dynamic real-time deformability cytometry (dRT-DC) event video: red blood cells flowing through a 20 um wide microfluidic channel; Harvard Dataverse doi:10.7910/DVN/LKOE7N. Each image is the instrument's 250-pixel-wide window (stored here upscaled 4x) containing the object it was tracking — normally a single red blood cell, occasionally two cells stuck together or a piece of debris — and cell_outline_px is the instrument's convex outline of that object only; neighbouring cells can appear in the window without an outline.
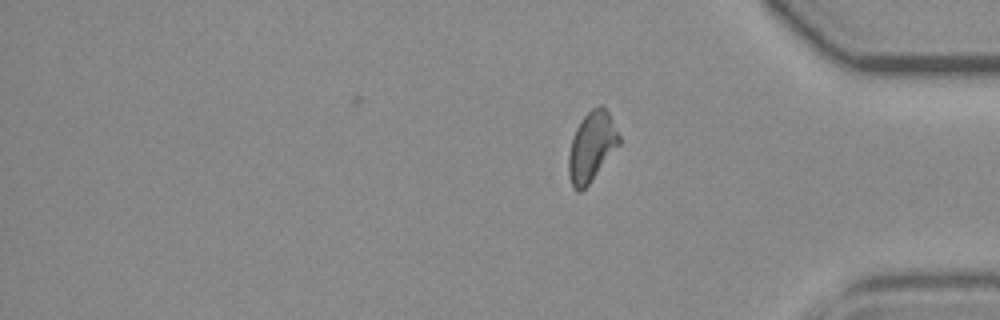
{"species": "common noctule bat (a hibernating species)", "species_latin": "Nyctalus noctula", "temperature_condition": "room temperature", "stored_images_in_passage": 15, "segment_of_instrument_passage": [2, 2], "camera_frame_rate_fps": 3000, "um_per_image_px": 0.085, "animal": {"sex": "female", "body_mass_g": 19.3, "forearm_length_mm": 54.1}, "frame": {"image": 1, "passage_image": 15, "time_ms": 19.667, "image_size_px": [1000, 320], "cell_outline_px": [[620, 144], [588, 184], [580, 192], [576, 192], [568, 176], [568, 156], [572, 136], [580, 120], [592, 108], [600, 104], [608, 112], [620, 136]], "centroid_in_image_um": [50.27, 12.45], "position_along_channel_um": 384.9, "area_um2": 20.35}}